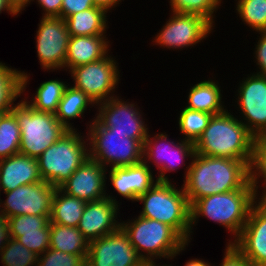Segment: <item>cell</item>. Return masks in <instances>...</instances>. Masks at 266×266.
Masks as SVG:
<instances>
[{"label": "cell", "mask_w": 266, "mask_h": 266, "mask_svg": "<svg viewBox=\"0 0 266 266\" xmlns=\"http://www.w3.org/2000/svg\"><path fill=\"white\" fill-rule=\"evenodd\" d=\"M0 260L3 266H36L38 255L10 238L0 253Z\"/></svg>", "instance_id": "cell-34"}, {"label": "cell", "mask_w": 266, "mask_h": 266, "mask_svg": "<svg viewBox=\"0 0 266 266\" xmlns=\"http://www.w3.org/2000/svg\"><path fill=\"white\" fill-rule=\"evenodd\" d=\"M86 133L89 143V158L106 169L126 167L143 161V143L102 127L93 117ZM109 167V168H108Z\"/></svg>", "instance_id": "cell-7"}, {"label": "cell", "mask_w": 266, "mask_h": 266, "mask_svg": "<svg viewBox=\"0 0 266 266\" xmlns=\"http://www.w3.org/2000/svg\"><path fill=\"white\" fill-rule=\"evenodd\" d=\"M107 13L95 6L70 15L65 19L70 36L105 35L109 28Z\"/></svg>", "instance_id": "cell-25"}, {"label": "cell", "mask_w": 266, "mask_h": 266, "mask_svg": "<svg viewBox=\"0 0 266 266\" xmlns=\"http://www.w3.org/2000/svg\"><path fill=\"white\" fill-rule=\"evenodd\" d=\"M236 13L252 31H266V0H236Z\"/></svg>", "instance_id": "cell-32"}, {"label": "cell", "mask_w": 266, "mask_h": 266, "mask_svg": "<svg viewBox=\"0 0 266 266\" xmlns=\"http://www.w3.org/2000/svg\"><path fill=\"white\" fill-rule=\"evenodd\" d=\"M49 248L87 258L89 242L77 227L50 223Z\"/></svg>", "instance_id": "cell-27"}, {"label": "cell", "mask_w": 266, "mask_h": 266, "mask_svg": "<svg viewBox=\"0 0 266 266\" xmlns=\"http://www.w3.org/2000/svg\"><path fill=\"white\" fill-rule=\"evenodd\" d=\"M253 150H266V128L255 137Z\"/></svg>", "instance_id": "cell-46"}, {"label": "cell", "mask_w": 266, "mask_h": 266, "mask_svg": "<svg viewBox=\"0 0 266 266\" xmlns=\"http://www.w3.org/2000/svg\"><path fill=\"white\" fill-rule=\"evenodd\" d=\"M87 202L77 228L84 237L91 242L98 238L113 233L121 227L118 213L120 203L113 195ZM117 219V220H116Z\"/></svg>", "instance_id": "cell-18"}, {"label": "cell", "mask_w": 266, "mask_h": 266, "mask_svg": "<svg viewBox=\"0 0 266 266\" xmlns=\"http://www.w3.org/2000/svg\"><path fill=\"white\" fill-rule=\"evenodd\" d=\"M20 128L16 115L11 111L0 118V160L19 153Z\"/></svg>", "instance_id": "cell-31"}, {"label": "cell", "mask_w": 266, "mask_h": 266, "mask_svg": "<svg viewBox=\"0 0 266 266\" xmlns=\"http://www.w3.org/2000/svg\"><path fill=\"white\" fill-rule=\"evenodd\" d=\"M56 188L42 180L3 192L7 198L4 201L0 198V212L7 218L19 215H51Z\"/></svg>", "instance_id": "cell-14"}, {"label": "cell", "mask_w": 266, "mask_h": 266, "mask_svg": "<svg viewBox=\"0 0 266 266\" xmlns=\"http://www.w3.org/2000/svg\"><path fill=\"white\" fill-rule=\"evenodd\" d=\"M144 261L120 227L113 233L89 242L86 266H142Z\"/></svg>", "instance_id": "cell-16"}, {"label": "cell", "mask_w": 266, "mask_h": 266, "mask_svg": "<svg viewBox=\"0 0 266 266\" xmlns=\"http://www.w3.org/2000/svg\"><path fill=\"white\" fill-rule=\"evenodd\" d=\"M36 31V51L44 72L64 70L70 39L66 21L60 17H41Z\"/></svg>", "instance_id": "cell-13"}, {"label": "cell", "mask_w": 266, "mask_h": 266, "mask_svg": "<svg viewBox=\"0 0 266 266\" xmlns=\"http://www.w3.org/2000/svg\"><path fill=\"white\" fill-rule=\"evenodd\" d=\"M249 170L250 184L254 188L257 200L266 201V150L252 151V159L249 166ZM260 184L263 186H260ZM260 187L263 188V192L259 191Z\"/></svg>", "instance_id": "cell-36"}, {"label": "cell", "mask_w": 266, "mask_h": 266, "mask_svg": "<svg viewBox=\"0 0 266 266\" xmlns=\"http://www.w3.org/2000/svg\"><path fill=\"white\" fill-rule=\"evenodd\" d=\"M122 1L124 0H93L95 6L103 8L109 13L111 12L110 10L116 8L117 5L119 6Z\"/></svg>", "instance_id": "cell-44"}, {"label": "cell", "mask_w": 266, "mask_h": 266, "mask_svg": "<svg viewBox=\"0 0 266 266\" xmlns=\"http://www.w3.org/2000/svg\"><path fill=\"white\" fill-rule=\"evenodd\" d=\"M108 170L109 177L106 179L109 180L114 191L132 202H135L139 195L148 191L158 181L152 174L151 168L143 161L136 165Z\"/></svg>", "instance_id": "cell-20"}, {"label": "cell", "mask_w": 266, "mask_h": 266, "mask_svg": "<svg viewBox=\"0 0 266 266\" xmlns=\"http://www.w3.org/2000/svg\"><path fill=\"white\" fill-rule=\"evenodd\" d=\"M213 115L207 112L191 110L184 107L178 117V126L182 139L193 144L200 138L207 128Z\"/></svg>", "instance_id": "cell-30"}, {"label": "cell", "mask_w": 266, "mask_h": 266, "mask_svg": "<svg viewBox=\"0 0 266 266\" xmlns=\"http://www.w3.org/2000/svg\"><path fill=\"white\" fill-rule=\"evenodd\" d=\"M67 84L57 78L44 81L32 95V100H28L30 96H24L23 99L34 110L55 114Z\"/></svg>", "instance_id": "cell-29"}, {"label": "cell", "mask_w": 266, "mask_h": 266, "mask_svg": "<svg viewBox=\"0 0 266 266\" xmlns=\"http://www.w3.org/2000/svg\"><path fill=\"white\" fill-rule=\"evenodd\" d=\"M121 228L144 263L156 264L155 259L176 258L189 245L169 225L139 215L128 222L122 220Z\"/></svg>", "instance_id": "cell-5"}, {"label": "cell", "mask_w": 266, "mask_h": 266, "mask_svg": "<svg viewBox=\"0 0 266 266\" xmlns=\"http://www.w3.org/2000/svg\"><path fill=\"white\" fill-rule=\"evenodd\" d=\"M88 158L87 136L81 135L77 130H68L37 161L42 180L58 188Z\"/></svg>", "instance_id": "cell-6"}, {"label": "cell", "mask_w": 266, "mask_h": 266, "mask_svg": "<svg viewBox=\"0 0 266 266\" xmlns=\"http://www.w3.org/2000/svg\"><path fill=\"white\" fill-rule=\"evenodd\" d=\"M127 101L115 96L97 104L95 120L115 133L131 139L145 140L150 130L144 121L143 113L133 101Z\"/></svg>", "instance_id": "cell-12"}, {"label": "cell", "mask_w": 266, "mask_h": 266, "mask_svg": "<svg viewBox=\"0 0 266 266\" xmlns=\"http://www.w3.org/2000/svg\"><path fill=\"white\" fill-rule=\"evenodd\" d=\"M116 61L108 54L99 61L72 68L68 72L74 82L72 86L82 90L96 105L117 96L114 93L120 81V70Z\"/></svg>", "instance_id": "cell-9"}, {"label": "cell", "mask_w": 266, "mask_h": 266, "mask_svg": "<svg viewBox=\"0 0 266 266\" xmlns=\"http://www.w3.org/2000/svg\"><path fill=\"white\" fill-rule=\"evenodd\" d=\"M151 136L149 132L143 143V162L150 168L152 165L157 169L158 181H171L166 175L167 172L179 170V167L186 164L185 159L192 160L195 154L194 144L183 139L172 141L168 138L169 136L166 132Z\"/></svg>", "instance_id": "cell-10"}, {"label": "cell", "mask_w": 266, "mask_h": 266, "mask_svg": "<svg viewBox=\"0 0 266 266\" xmlns=\"http://www.w3.org/2000/svg\"><path fill=\"white\" fill-rule=\"evenodd\" d=\"M88 106H97L93 100L85 94L82 90H78L72 85L66 87L63 97L58 104L55 117L67 130H77V128L70 123V120L84 117V113Z\"/></svg>", "instance_id": "cell-26"}, {"label": "cell", "mask_w": 266, "mask_h": 266, "mask_svg": "<svg viewBox=\"0 0 266 266\" xmlns=\"http://www.w3.org/2000/svg\"><path fill=\"white\" fill-rule=\"evenodd\" d=\"M159 264H160V263H158V264H154V263H145V264H143L142 266H160Z\"/></svg>", "instance_id": "cell-49"}, {"label": "cell", "mask_w": 266, "mask_h": 266, "mask_svg": "<svg viewBox=\"0 0 266 266\" xmlns=\"http://www.w3.org/2000/svg\"><path fill=\"white\" fill-rule=\"evenodd\" d=\"M174 181H157L148 191L138 196L143 204L141 217L154 219L172 227L187 243H190L191 205L183 185Z\"/></svg>", "instance_id": "cell-4"}, {"label": "cell", "mask_w": 266, "mask_h": 266, "mask_svg": "<svg viewBox=\"0 0 266 266\" xmlns=\"http://www.w3.org/2000/svg\"><path fill=\"white\" fill-rule=\"evenodd\" d=\"M188 164L184 168L183 188L191 206L209 195L253 188L245 161L195 153Z\"/></svg>", "instance_id": "cell-1"}, {"label": "cell", "mask_w": 266, "mask_h": 266, "mask_svg": "<svg viewBox=\"0 0 266 266\" xmlns=\"http://www.w3.org/2000/svg\"><path fill=\"white\" fill-rule=\"evenodd\" d=\"M20 128L19 153L38 158L68 131L55 114L34 110L22 98L13 108Z\"/></svg>", "instance_id": "cell-8"}, {"label": "cell", "mask_w": 266, "mask_h": 266, "mask_svg": "<svg viewBox=\"0 0 266 266\" xmlns=\"http://www.w3.org/2000/svg\"><path fill=\"white\" fill-rule=\"evenodd\" d=\"M63 0H36L39 8L42 9V17H60ZM34 0H29L28 3L20 10V13L25 10L27 5H30Z\"/></svg>", "instance_id": "cell-42"}, {"label": "cell", "mask_w": 266, "mask_h": 266, "mask_svg": "<svg viewBox=\"0 0 266 266\" xmlns=\"http://www.w3.org/2000/svg\"><path fill=\"white\" fill-rule=\"evenodd\" d=\"M10 237L17 239L27 249L38 256L43 254L50 245V223L45 228L30 232H10Z\"/></svg>", "instance_id": "cell-35"}, {"label": "cell", "mask_w": 266, "mask_h": 266, "mask_svg": "<svg viewBox=\"0 0 266 266\" xmlns=\"http://www.w3.org/2000/svg\"><path fill=\"white\" fill-rule=\"evenodd\" d=\"M222 0H170L171 12L183 14H196L215 27L214 13H217Z\"/></svg>", "instance_id": "cell-33"}, {"label": "cell", "mask_w": 266, "mask_h": 266, "mask_svg": "<svg viewBox=\"0 0 266 266\" xmlns=\"http://www.w3.org/2000/svg\"><path fill=\"white\" fill-rule=\"evenodd\" d=\"M106 36L107 35L71 36L64 70L69 72L72 68L99 61L110 54L109 48H111V44Z\"/></svg>", "instance_id": "cell-22"}, {"label": "cell", "mask_w": 266, "mask_h": 266, "mask_svg": "<svg viewBox=\"0 0 266 266\" xmlns=\"http://www.w3.org/2000/svg\"><path fill=\"white\" fill-rule=\"evenodd\" d=\"M36 266H86V257L48 248L38 256Z\"/></svg>", "instance_id": "cell-37"}, {"label": "cell", "mask_w": 266, "mask_h": 266, "mask_svg": "<svg viewBox=\"0 0 266 266\" xmlns=\"http://www.w3.org/2000/svg\"><path fill=\"white\" fill-rule=\"evenodd\" d=\"M257 201L254 188H241L198 199L191 206L190 241L200 217L218 223L231 234L227 243H233L241 234L253 204ZM193 230V231H192ZM233 234V235H232Z\"/></svg>", "instance_id": "cell-3"}, {"label": "cell", "mask_w": 266, "mask_h": 266, "mask_svg": "<svg viewBox=\"0 0 266 266\" xmlns=\"http://www.w3.org/2000/svg\"><path fill=\"white\" fill-rule=\"evenodd\" d=\"M243 78L236 89V108L241 111L239 120L256 137L266 128V75L253 72Z\"/></svg>", "instance_id": "cell-15"}, {"label": "cell", "mask_w": 266, "mask_h": 266, "mask_svg": "<svg viewBox=\"0 0 266 266\" xmlns=\"http://www.w3.org/2000/svg\"><path fill=\"white\" fill-rule=\"evenodd\" d=\"M166 23L152 39L153 45L170 50H183L203 42L215 27L196 14L171 12ZM172 48V49H171Z\"/></svg>", "instance_id": "cell-11"}, {"label": "cell", "mask_w": 266, "mask_h": 266, "mask_svg": "<svg viewBox=\"0 0 266 266\" xmlns=\"http://www.w3.org/2000/svg\"><path fill=\"white\" fill-rule=\"evenodd\" d=\"M42 181L37 158L21 153L0 160V192Z\"/></svg>", "instance_id": "cell-21"}, {"label": "cell", "mask_w": 266, "mask_h": 266, "mask_svg": "<svg viewBox=\"0 0 266 266\" xmlns=\"http://www.w3.org/2000/svg\"><path fill=\"white\" fill-rule=\"evenodd\" d=\"M214 264L209 263L208 261L201 259H197V258H192L190 260H188L184 266H212ZM169 266H172V264Z\"/></svg>", "instance_id": "cell-47"}, {"label": "cell", "mask_w": 266, "mask_h": 266, "mask_svg": "<svg viewBox=\"0 0 266 266\" xmlns=\"http://www.w3.org/2000/svg\"><path fill=\"white\" fill-rule=\"evenodd\" d=\"M107 169L88 158L58 188L65 194L84 200L97 201L107 197Z\"/></svg>", "instance_id": "cell-19"}, {"label": "cell", "mask_w": 266, "mask_h": 266, "mask_svg": "<svg viewBox=\"0 0 266 266\" xmlns=\"http://www.w3.org/2000/svg\"><path fill=\"white\" fill-rule=\"evenodd\" d=\"M95 7L93 0H63L61 18L64 20L72 14Z\"/></svg>", "instance_id": "cell-41"}, {"label": "cell", "mask_w": 266, "mask_h": 266, "mask_svg": "<svg viewBox=\"0 0 266 266\" xmlns=\"http://www.w3.org/2000/svg\"><path fill=\"white\" fill-rule=\"evenodd\" d=\"M7 12L8 15L16 16L20 14V11L13 5L10 0H0V14L2 12Z\"/></svg>", "instance_id": "cell-45"}, {"label": "cell", "mask_w": 266, "mask_h": 266, "mask_svg": "<svg viewBox=\"0 0 266 266\" xmlns=\"http://www.w3.org/2000/svg\"><path fill=\"white\" fill-rule=\"evenodd\" d=\"M232 114L226 110L211 117L207 128L194 144L195 153L239 159L250 166L255 137L238 120L239 116Z\"/></svg>", "instance_id": "cell-2"}, {"label": "cell", "mask_w": 266, "mask_h": 266, "mask_svg": "<svg viewBox=\"0 0 266 266\" xmlns=\"http://www.w3.org/2000/svg\"><path fill=\"white\" fill-rule=\"evenodd\" d=\"M51 215H19L9 217L10 232H30L37 231L39 228H45L50 223Z\"/></svg>", "instance_id": "cell-38"}, {"label": "cell", "mask_w": 266, "mask_h": 266, "mask_svg": "<svg viewBox=\"0 0 266 266\" xmlns=\"http://www.w3.org/2000/svg\"><path fill=\"white\" fill-rule=\"evenodd\" d=\"M220 87L218 80H212L211 78L190 86L187 97L188 103L185 107L212 115L225 112L227 108L222 100L223 94Z\"/></svg>", "instance_id": "cell-23"}, {"label": "cell", "mask_w": 266, "mask_h": 266, "mask_svg": "<svg viewBox=\"0 0 266 266\" xmlns=\"http://www.w3.org/2000/svg\"><path fill=\"white\" fill-rule=\"evenodd\" d=\"M260 36L257 35L255 50H254V57L255 60H253L256 63L257 72L255 74L258 75H266V31L265 32H257Z\"/></svg>", "instance_id": "cell-40"}, {"label": "cell", "mask_w": 266, "mask_h": 266, "mask_svg": "<svg viewBox=\"0 0 266 266\" xmlns=\"http://www.w3.org/2000/svg\"><path fill=\"white\" fill-rule=\"evenodd\" d=\"M10 1L20 11L28 3L29 0H10Z\"/></svg>", "instance_id": "cell-48"}, {"label": "cell", "mask_w": 266, "mask_h": 266, "mask_svg": "<svg viewBox=\"0 0 266 266\" xmlns=\"http://www.w3.org/2000/svg\"><path fill=\"white\" fill-rule=\"evenodd\" d=\"M233 245L251 266H266V201L257 200Z\"/></svg>", "instance_id": "cell-17"}, {"label": "cell", "mask_w": 266, "mask_h": 266, "mask_svg": "<svg viewBox=\"0 0 266 266\" xmlns=\"http://www.w3.org/2000/svg\"><path fill=\"white\" fill-rule=\"evenodd\" d=\"M10 238L8 219L0 212V253Z\"/></svg>", "instance_id": "cell-43"}, {"label": "cell", "mask_w": 266, "mask_h": 266, "mask_svg": "<svg viewBox=\"0 0 266 266\" xmlns=\"http://www.w3.org/2000/svg\"><path fill=\"white\" fill-rule=\"evenodd\" d=\"M86 203L84 200L69 196L56 188L52 201L50 223L77 227Z\"/></svg>", "instance_id": "cell-28"}, {"label": "cell", "mask_w": 266, "mask_h": 266, "mask_svg": "<svg viewBox=\"0 0 266 266\" xmlns=\"http://www.w3.org/2000/svg\"><path fill=\"white\" fill-rule=\"evenodd\" d=\"M220 266H251L247 258L233 245L227 243ZM214 266V265H213Z\"/></svg>", "instance_id": "cell-39"}, {"label": "cell", "mask_w": 266, "mask_h": 266, "mask_svg": "<svg viewBox=\"0 0 266 266\" xmlns=\"http://www.w3.org/2000/svg\"><path fill=\"white\" fill-rule=\"evenodd\" d=\"M30 73L8 67L0 61V112L8 113L17 105L14 102L24 95Z\"/></svg>", "instance_id": "cell-24"}]
</instances>
